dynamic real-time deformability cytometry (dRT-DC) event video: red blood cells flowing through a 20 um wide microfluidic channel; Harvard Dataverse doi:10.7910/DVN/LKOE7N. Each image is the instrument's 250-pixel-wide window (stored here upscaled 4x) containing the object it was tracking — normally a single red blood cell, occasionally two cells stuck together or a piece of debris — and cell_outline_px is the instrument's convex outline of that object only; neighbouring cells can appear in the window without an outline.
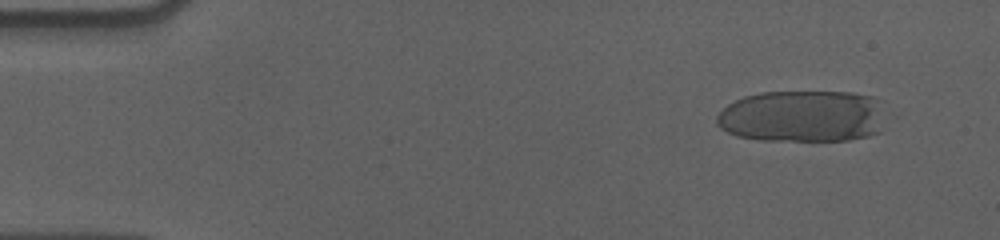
{"species": "human", "species_latin": "Homo sapiens", "temperature_condition": "cold", "stored_images_in_passage": 43, "segment_of_instrument_passage": [1, 2], "camera_frame_rate_fps": 3000, "um_per_image_px": 0.085, "donor": {"sex": "male"}, "frame": {"image": 1, "passage_image": 5, "time_ms": 1.333, "image_size_px": [1000, 240], "cell_outline_px": [[880, 132], [868, 136], [848, 140], [760, 140], [736, 136], [720, 128], [716, 124], [716, 116], [728, 104], [744, 96], [760, 92], [852, 92], [872, 96], [880, 100]], "centroid_in_image_um": [68.17, 9.88], "position_along_channel_um": 16.8, "area_um2": 51.04}}
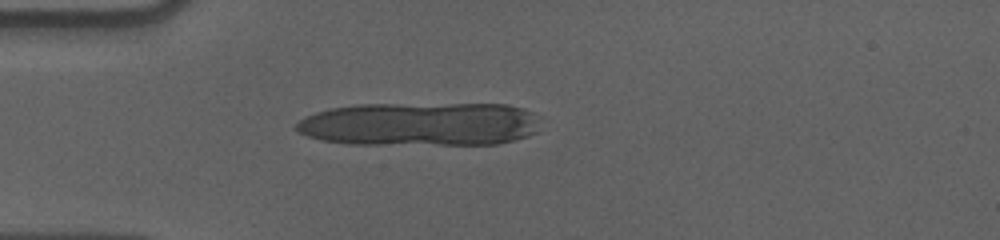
{"frame": {"image": 2, "passage_image": 16, "time_ms": 5.0, "image_size_px": [1000, 240], "cell_outline_px": [[536, 132], [528, 136], [496, 144], [348, 144], [320, 140], [296, 132], [292, 128], [304, 116], [316, 112], [332, 108], [356, 104], [508, 104], [524, 108], [532, 112]], "centroid_in_image_um": [35.6, 10.55], "position_along_channel_um": 49.4, "area_um2": 62.25}}